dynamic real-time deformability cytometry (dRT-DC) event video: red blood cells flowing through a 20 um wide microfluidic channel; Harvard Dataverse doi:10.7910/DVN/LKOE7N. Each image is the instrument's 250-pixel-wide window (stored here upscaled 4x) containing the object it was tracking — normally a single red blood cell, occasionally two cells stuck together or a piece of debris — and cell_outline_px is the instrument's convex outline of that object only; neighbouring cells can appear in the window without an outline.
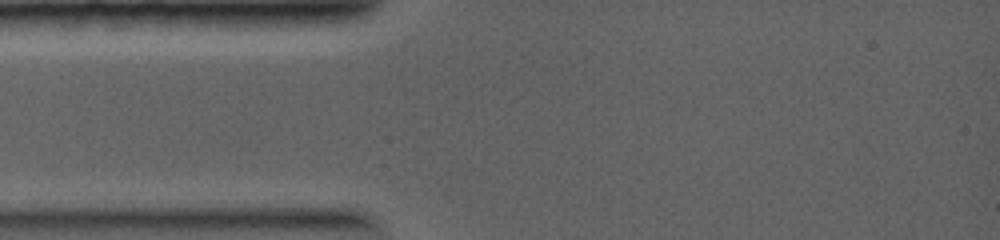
{"species": "common noctule bat (a hibernating species)", "species_latin": "Nyctalus noctula", "temperature_condition": "warm", "stored_images_in_passage": 1, "camera_frame_rate_fps": 5000, "um_per_image_px": 0.085, "animal": {"sex": "female", "body_mass_g": 19.0, "forearm_length_mm": 56.7}, "frame": {"image": 1, "passage_image": 1, "time_ms": 0.0, "image_size_px": [1000, 240], "cell_outline_px": [[612, 216], [604, 224], [560, 184], [548, 172], [556, 164], [604, 180]], "centroid_in_image_um": [49.72, 16.19], "position_along_channel_um": 35.3, "area_um2": 12.2}}